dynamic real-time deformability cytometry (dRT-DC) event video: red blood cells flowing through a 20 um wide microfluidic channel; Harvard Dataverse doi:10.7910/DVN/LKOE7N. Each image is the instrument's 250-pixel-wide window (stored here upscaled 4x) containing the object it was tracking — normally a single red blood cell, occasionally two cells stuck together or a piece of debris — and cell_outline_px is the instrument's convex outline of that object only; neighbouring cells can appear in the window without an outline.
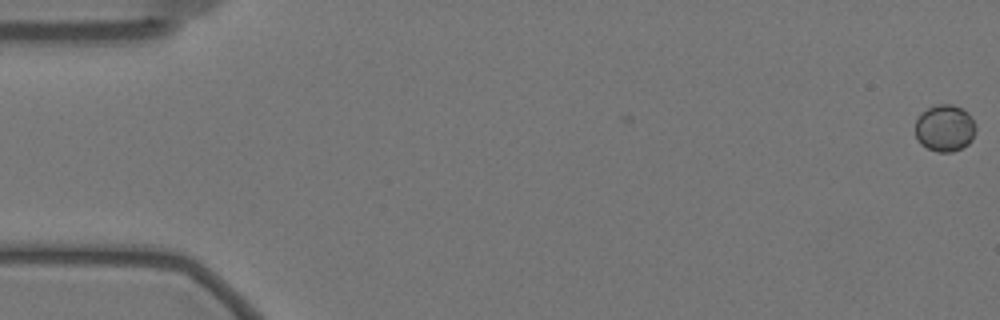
{"species": "Egyptian fruit bat (a non-hibernating species)", "species_latin": "Rousettus aegyptiacus", "temperature_condition": "warm", "stored_images_in_passage": 3, "camera_frame_rate_fps": 3000, "um_per_image_px": 0.085, "animal": {"sex": "female"}, "frame": {"image": 1, "passage_image": 1, "time_ms": 0.0, "image_size_px": [1000, 320], "cell_outline_px": [[976, 128], [972, 140], [968, 144], [952, 152], [936, 152], [920, 144], [916, 140], [916, 120], [928, 108], [936, 104], [952, 104], [968, 112], [972, 116], [976, 124]], "centroid_in_image_um": [80.33, 10.9], "position_along_channel_um": 4.7, "area_um2": 16.59}}